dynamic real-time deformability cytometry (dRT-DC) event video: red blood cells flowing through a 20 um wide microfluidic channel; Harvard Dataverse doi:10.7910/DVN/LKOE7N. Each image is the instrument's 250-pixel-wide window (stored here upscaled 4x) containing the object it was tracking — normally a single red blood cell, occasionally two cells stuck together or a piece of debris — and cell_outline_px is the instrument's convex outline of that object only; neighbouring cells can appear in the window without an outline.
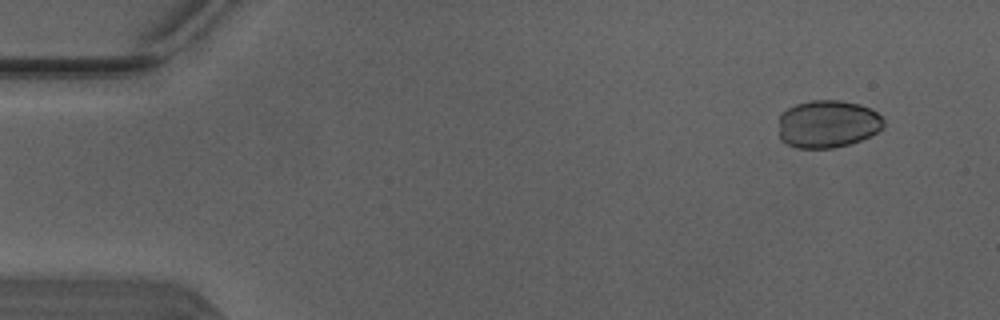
{"species": "Egyptian fruit bat (a non-hibernating species)", "species_latin": "Rousettus aegyptiacus", "temperature_condition": "warm", "stored_images_in_passage": 9, "camera_frame_rate_fps": 3000, "um_per_image_px": 0.085, "animal": {"sex": "male"}, "frame": {"image": 1, "passage_image": 1, "time_ms": 0.0, "image_size_px": [1000, 320], "cell_outline_px": [[884, 124], [876, 132], [860, 140], [848, 144], [832, 148], [796, 148], [780, 140], [780, 116], [788, 108], [796, 104], [812, 100], [840, 100], [860, 104], [872, 108], [884, 120]], "centroid_in_image_um": [70.35, 10.53], "position_along_channel_um": 14.6, "area_um2": 29.02}}